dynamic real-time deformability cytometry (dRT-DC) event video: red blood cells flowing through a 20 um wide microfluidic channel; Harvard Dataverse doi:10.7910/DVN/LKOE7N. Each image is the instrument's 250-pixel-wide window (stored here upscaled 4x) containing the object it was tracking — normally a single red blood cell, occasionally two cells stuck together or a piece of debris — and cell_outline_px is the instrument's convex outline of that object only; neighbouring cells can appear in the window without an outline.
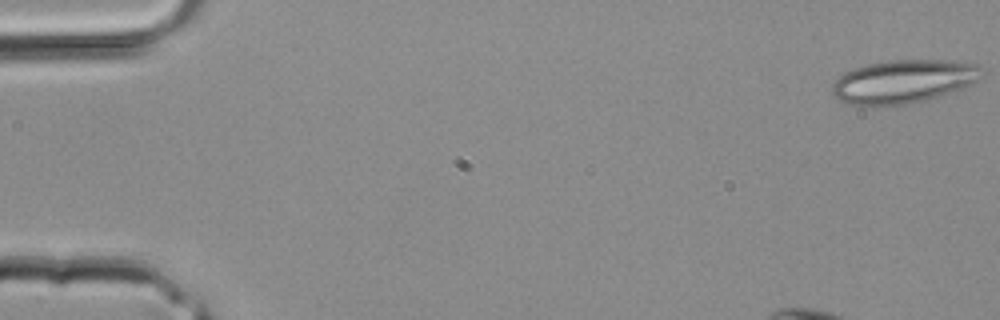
{"species": "common noctule bat (a hibernating species)", "species_latin": "Nyctalus noctula", "temperature_condition": "room temperature", "stored_images_in_passage": 4, "camera_frame_rate_fps": 3000, "um_per_image_px": 0.085, "animal": {"sex": "male", "body_mass_g": 20.4}, "frame": {"image": 1, "passage_image": 1, "time_ms": 0.0, "image_size_px": [1000, 320], "cell_outline_px": [[984, 68], [976, 80], [960, 88], [924, 100], [908, 104], [872, 108], [868, 108], [852, 104], [840, 100], [832, 96], [832, 84], [844, 72], [868, 64], [888, 60], [952, 60], [980, 64]], "centroid_in_image_um": [76.73, 6.94], "position_along_channel_um": 8.3, "area_um2": 37.97}}